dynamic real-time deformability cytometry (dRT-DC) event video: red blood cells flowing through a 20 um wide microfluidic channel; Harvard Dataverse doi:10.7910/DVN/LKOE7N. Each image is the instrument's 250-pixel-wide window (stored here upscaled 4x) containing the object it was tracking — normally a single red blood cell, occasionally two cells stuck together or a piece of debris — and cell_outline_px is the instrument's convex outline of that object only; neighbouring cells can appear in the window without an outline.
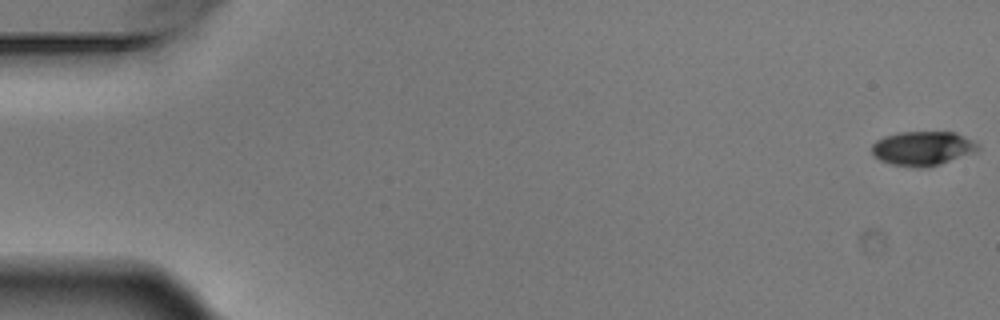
{"species": "Egyptian fruit bat (a non-hibernating species)", "species_latin": "Rousettus aegyptiacus", "temperature_condition": "warm", "stored_images_in_passage": 11, "camera_frame_rate_fps": 3000, "um_per_image_px": 0.085, "animal": {"sex": "male"}, "frame": {"image": 1, "passage_image": 1, "time_ms": 0.0, "image_size_px": [1000, 320], "cell_outline_px": [[980, 148], [976, 152], [928, 168], [916, 168], [892, 164], [880, 160], [872, 156], [872, 144], [876, 140], [884, 136], [900, 132], [956, 132], [980, 144]], "centroid_in_image_um": [78.43, 12.62], "position_along_channel_um": 6.6, "area_um2": 21.44}}
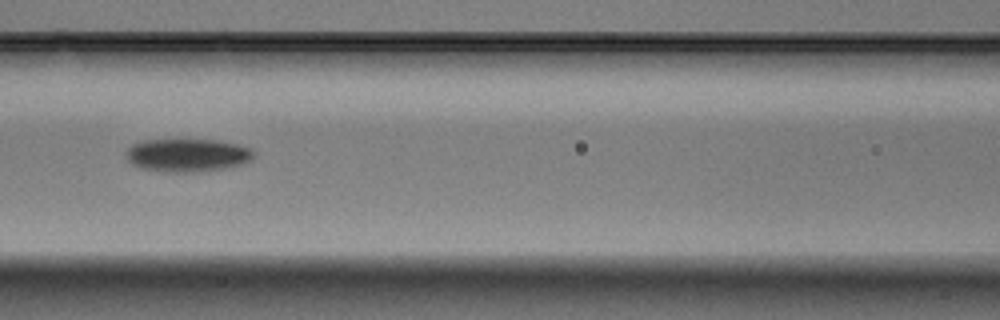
{"frame": {"image": 2, "passage_image": 7, "time_ms": 2.0, "image_size_px": [1000, 320], "cell_outline_px": [[256, 156], [252, 160], [244, 164], [224, 168], [196, 172], [168, 172], [140, 168], [132, 164], [128, 160], [124, 152], [132, 144], [144, 140], [216, 140], [236, 144], [252, 148], [256, 152]], "centroid_in_image_um": [15.96, 13.19], "position_along_channel_um": 150.6, "area_um2": 24.85}}
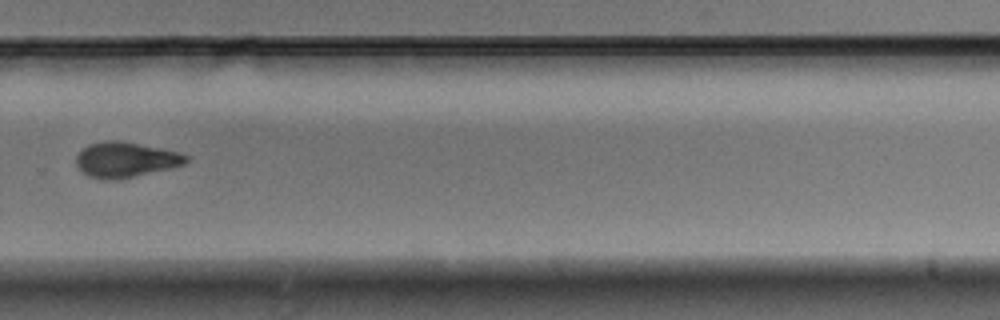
{"frame": {"image": 3, "passage_image": 11, "time_ms": 3.333, "image_size_px": [1000, 320], "cell_outline_px": [[192, 156], [184, 164], [168, 168], [132, 176], [108, 180], [104, 180], [88, 176], [76, 164], [76, 156], [88, 144], [108, 140], [116, 140], [160, 148], [180, 152]], "centroid_in_image_um": [10.68, 13.56], "position_along_channel_um": 319.1, "area_um2": 22.14}}